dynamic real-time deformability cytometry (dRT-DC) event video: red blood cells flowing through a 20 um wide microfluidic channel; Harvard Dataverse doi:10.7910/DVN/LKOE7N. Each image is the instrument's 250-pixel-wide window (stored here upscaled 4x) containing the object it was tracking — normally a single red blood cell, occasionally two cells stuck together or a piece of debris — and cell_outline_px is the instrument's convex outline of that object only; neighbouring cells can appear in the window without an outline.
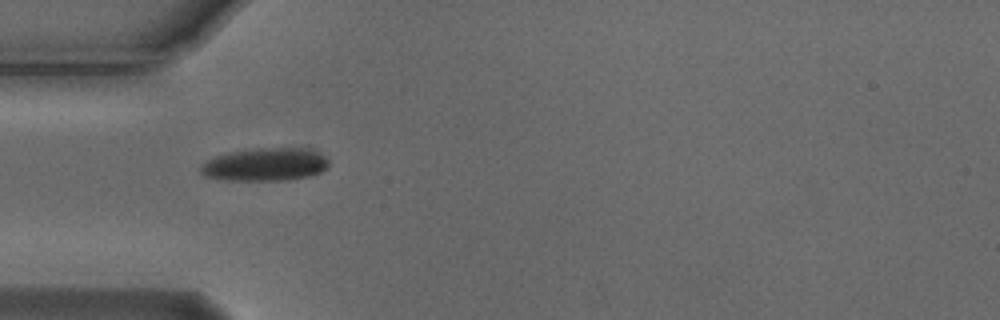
{"species": "Egyptian fruit bat (a non-hibernating species)", "species_latin": "Rousettus aegyptiacus", "temperature_condition": "cold", "stored_images_in_passage": 2, "camera_frame_rate_fps": 3000, "um_per_image_px": 0.085, "animal": {"sex": "male"}, "frame": {"image": 1, "passage_image": 1, "time_ms": 0.0, "image_size_px": [1000, 320], "cell_outline_px": [[328, 168], [320, 172], [308, 176], [288, 180], [228, 180], [204, 176], [200, 172], [200, 168], [208, 160], [216, 156], [228, 152], [256, 148], [300, 148], [316, 152], [324, 156], [328, 160]], "centroid_in_image_um": [22.54, 13.98], "position_along_channel_um": 62.5, "area_um2": 24.39}}
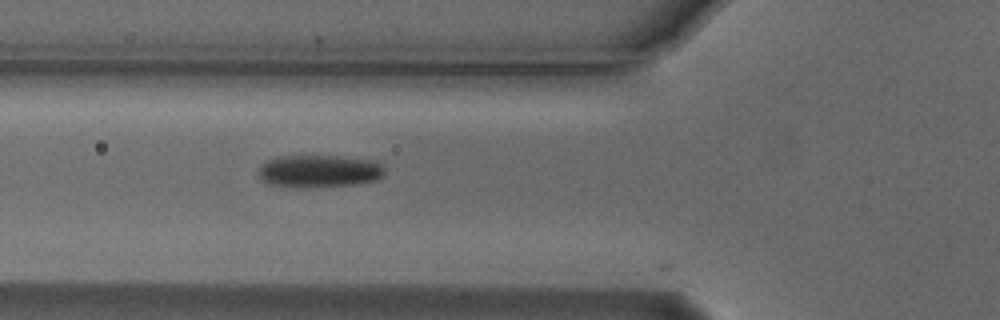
{"frame": {"image": 2, "passage_image": 2, "time_ms": 0.333, "image_size_px": [1000, 320], "cell_outline_px": [[384, 176], [376, 180], [356, 184], [296, 188], [272, 184], [264, 180], [256, 172], [260, 164], [268, 160], [280, 156], [336, 156], [376, 160], [384, 168]], "centroid_in_image_um": [27.13, 14.54], "position_along_channel_um": 98.7, "area_um2": 23.99}}